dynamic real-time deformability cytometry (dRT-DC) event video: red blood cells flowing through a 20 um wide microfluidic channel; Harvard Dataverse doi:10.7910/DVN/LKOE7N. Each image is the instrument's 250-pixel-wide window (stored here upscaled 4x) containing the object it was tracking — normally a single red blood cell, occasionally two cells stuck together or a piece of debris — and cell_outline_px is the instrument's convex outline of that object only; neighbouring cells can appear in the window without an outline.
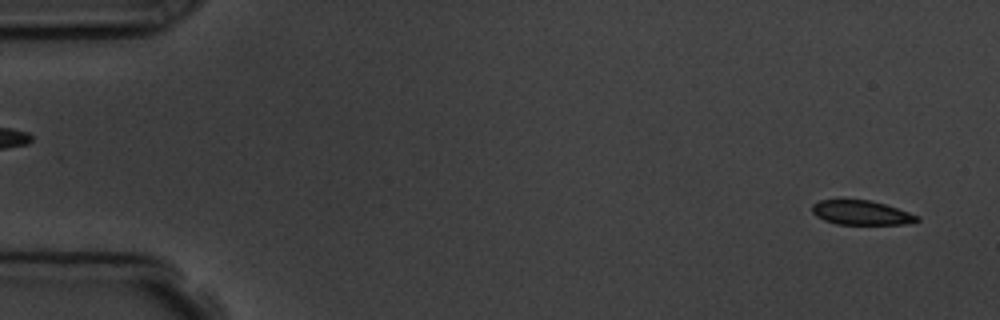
{"species": "common noctule bat (a hibernating species)", "species_latin": "Nyctalus noctula", "temperature_condition": "room temperature", "stored_images_in_passage": 6, "segment_of_instrument_passage": [2, 2], "camera_frame_rate_fps": 3000, "um_per_image_px": 0.085, "animal": {"sex": "male", "body_mass_g": 19.5, "forearm_length_mm": 54.6}, "frame": {"image": 1, "passage_image": 6, "time_ms": 5.667, "image_size_px": [1000, 320], "cell_outline_px": [[920, 220], [908, 224], [836, 224], [824, 220], [816, 216], [812, 212], [812, 204], [820, 200], [868, 200], [884, 204], [920, 216]], "centroid_in_image_um": [73.2, 18.09], "position_along_channel_um": 11.8, "area_um2": 14.8}}